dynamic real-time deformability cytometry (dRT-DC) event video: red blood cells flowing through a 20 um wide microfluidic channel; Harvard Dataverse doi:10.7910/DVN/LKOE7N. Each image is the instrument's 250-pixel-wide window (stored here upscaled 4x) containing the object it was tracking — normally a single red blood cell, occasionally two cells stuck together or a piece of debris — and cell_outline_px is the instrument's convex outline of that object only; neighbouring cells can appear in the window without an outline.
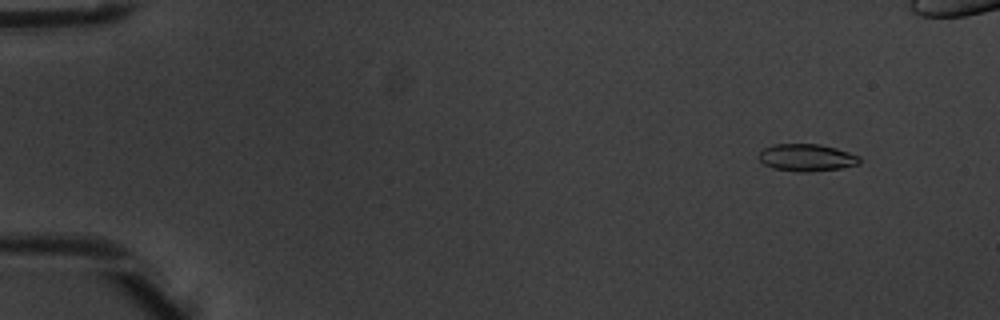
{"species": "common noctule bat (a hibernating species)", "species_latin": "Nyctalus noctula", "temperature_condition": "warm", "stored_images_in_passage": 3, "camera_frame_rate_fps": 3000, "um_per_image_px": 0.085, "animal": {"sex": "male", "body_mass_g": 20.1, "forearm_length_mm": 53.5}, "frame": {"image": 1, "passage_image": 1, "time_ms": 0.0, "image_size_px": [1000, 320], "cell_outline_px": [[860, 164], [840, 168], [808, 172], [800, 172], [772, 168], [764, 164], [756, 156], [764, 148], [776, 144], [820, 144], [836, 148], [860, 156]], "centroid_in_image_um": [68.56, 13.4], "position_along_channel_um": 16.4, "area_um2": 16.01}}